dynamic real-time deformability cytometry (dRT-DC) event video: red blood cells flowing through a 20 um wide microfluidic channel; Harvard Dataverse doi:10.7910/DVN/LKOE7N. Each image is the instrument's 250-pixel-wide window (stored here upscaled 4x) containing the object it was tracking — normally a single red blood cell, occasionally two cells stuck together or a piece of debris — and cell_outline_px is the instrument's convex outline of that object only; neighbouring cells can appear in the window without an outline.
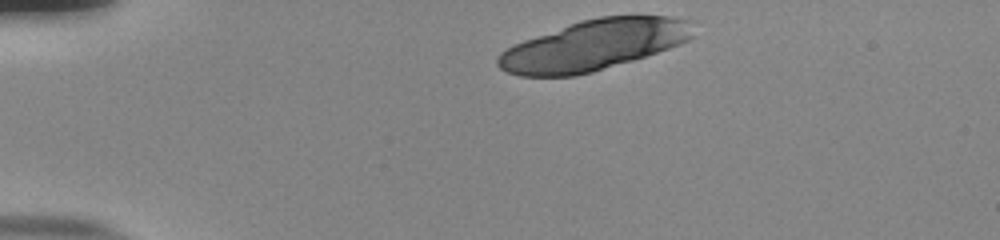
{"species": "human", "species_latin": "Homo sapiens", "temperature_condition": "room temperature", "stored_images_in_passage": 11, "camera_frame_rate_fps": 3000, "um_per_image_px": 0.085, "donor": {"sex": "male"}, "frame": {"image": 1, "passage_image": 1, "time_ms": 0.0, "image_size_px": [1000, 240], "cell_outline_px": [[696, 20], [692, 36], [688, 40], [680, 44], [632, 60], [592, 72], [576, 76], [520, 76], [508, 72], [500, 68], [496, 64], [496, 56], [500, 52], [524, 40], [580, 20], [600, 16], [668, 16]], "centroid_in_image_um": [50.49, 3.82], "position_along_channel_um": 34.5, "area_um2": 57.34}}